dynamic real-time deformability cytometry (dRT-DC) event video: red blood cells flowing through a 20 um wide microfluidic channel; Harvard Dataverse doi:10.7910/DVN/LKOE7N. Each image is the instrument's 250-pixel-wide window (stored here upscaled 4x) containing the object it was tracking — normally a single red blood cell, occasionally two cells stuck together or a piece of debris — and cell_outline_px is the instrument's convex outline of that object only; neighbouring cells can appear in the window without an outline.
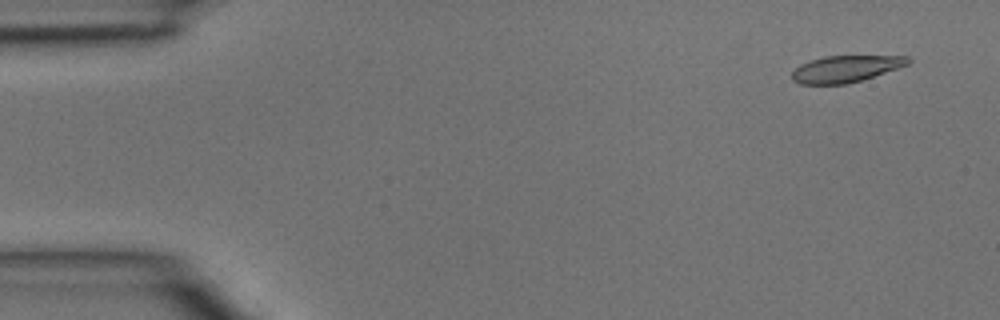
{"species": "common noctule bat (a hibernating species)", "species_latin": "Nyctalus noctula", "temperature_condition": "room temperature", "stored_images_in_passage": 5, "camera_frame_rate_fps": 3000, "um_per_image_px": 0.085, "animal": {"sex": "male", "body_mass_g": 15.6}, "frame": {"image": 1, "passage_image": 1, "time_ms": 0.0, "image_size_px": [1000, 320], "cell_outline_px": [[912, 60], [908, 64], [860, 80], [844, 84], [800, 84], [792, 80], [792, 72], [800, 64], [824, 56], [908, 56]], "centroid_in_image_um": [71.84, 5.84], "position_along_channel_um": 13.2, "area_um2": 17.69}}
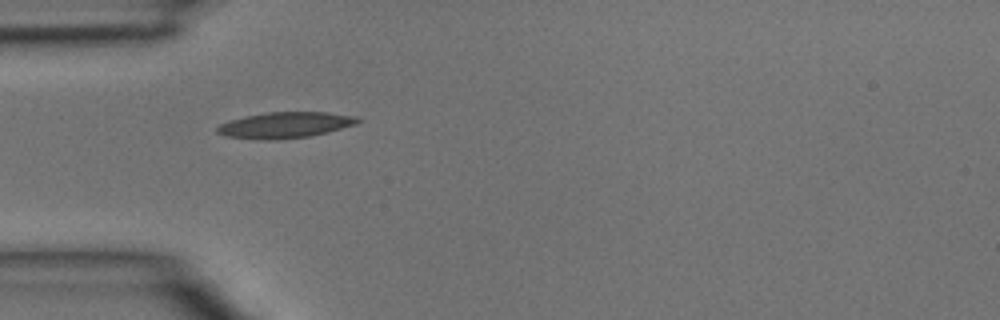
{"frame": {"image": 2, "passage_image": 3, "time_ms": 0.667, "image_size_px": [1000, 320], "cell_outline_px": [[360, 120], [356, 124], [328, 132], [312, 136], [276, 140], [264, 140], [228, 136], [216, 132], [216, 128], [220, 124], [232, 120], [248, 116], [268, 112], [328, 112], [360, 116]], "centroid_in_image_um": [24.31, 10.63], "position_along_channel_um": 60.7, "area_um2": 21.21}}
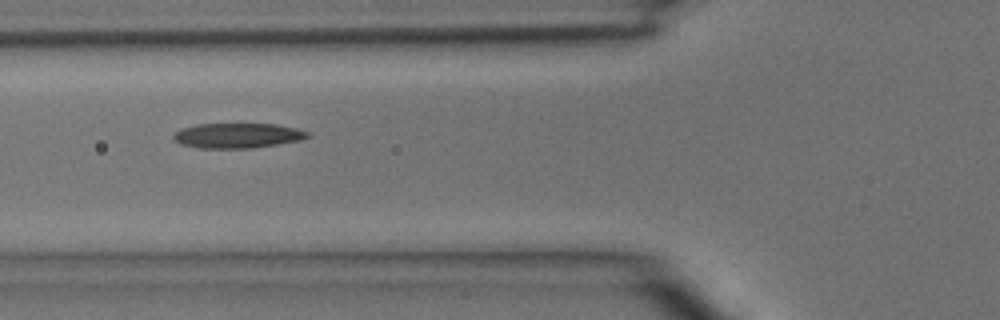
{"frame": {"image": 3, "passage_image": 4, "time_ms": 1.0, "image_size_px": [1000, 320], "cell_outline_px": [[312, 136], [300, 140], [252, 148], [200, 148], [180, 144], [172, 136], [180, 128], [200, 124], [276, 124], [296, 128], [308, 132]], "centroid_in_image_um": [20.2, 11.52], "position_along_channel_um": 105.6, "area_um2": 19.42}}